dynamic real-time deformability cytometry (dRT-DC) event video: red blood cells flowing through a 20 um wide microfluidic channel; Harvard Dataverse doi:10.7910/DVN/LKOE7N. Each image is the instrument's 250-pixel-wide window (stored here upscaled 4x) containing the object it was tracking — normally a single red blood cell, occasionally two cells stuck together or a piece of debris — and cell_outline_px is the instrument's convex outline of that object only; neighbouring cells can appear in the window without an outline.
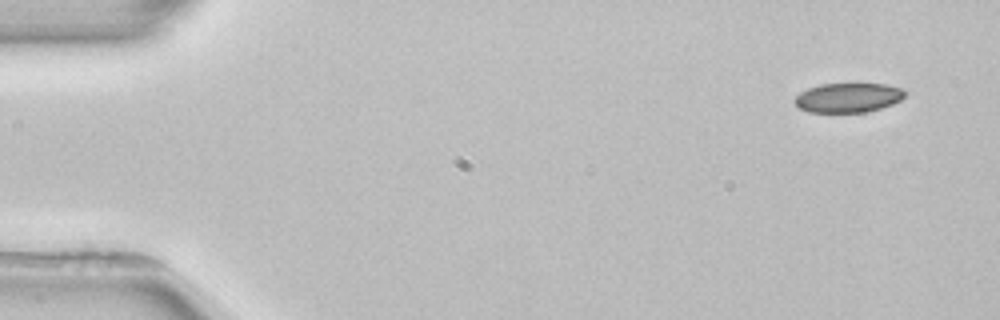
{"species": "common noctule bat (a hibernating species)", "species_latin": "Nyctalus noctula", "temperature_condition": "room temperature", "stored_images_in_passage": 4, "camera_frame_rate_fps": 3000, "um_per_image_px": 0.085, "animal": {"sex": "female", "body_mass_g": 22.7, "forearm_length_mm": 54.2}, "frame": {"image": 1, "passage_image": 1, "time_ms": 0.0, "image_size_px": [1000, 320], "cell_outline_px": [[904, 96], [900, 100], [892, 104], [868, 112], [808, 112], [800, 108], [792, 100], [800, 92], [808, 88], [820, 84], [888, 84], [904, 88]], "centroid_in_image_um": [72.09, 8.3], "position_along_channel_um": 12.9, "area_um2": 18.96}}
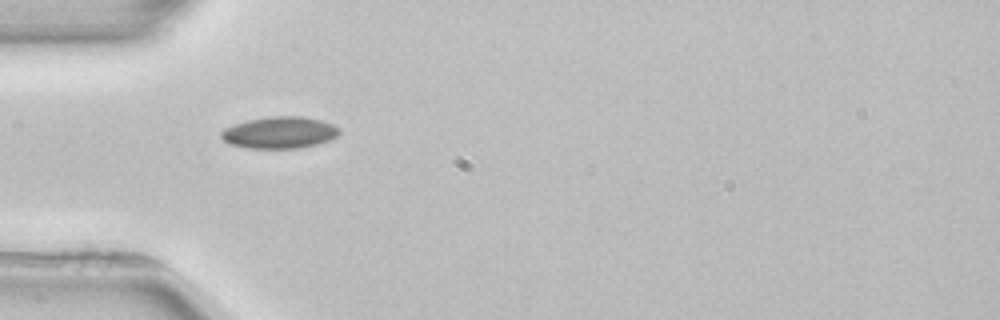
{"frame": {"image": 2, "passage_image": 4, "time_ms": 4.333, "image_size_px": [1000, 320], "cell_outline_px": [[340, 132], [336, 136], [328, 140], [316, 144], [300, 148], [248, 148], [228, 144], [220, 136], [220, 132], [224, 128], [248, 120], [268, 116], [300, 116], [320, 120], [332, 124], [340, 128]], "centroid_in_image_um": [23.74, 11.27], "position_along_channel_um": 61.3, "area_um2": 21.79}}